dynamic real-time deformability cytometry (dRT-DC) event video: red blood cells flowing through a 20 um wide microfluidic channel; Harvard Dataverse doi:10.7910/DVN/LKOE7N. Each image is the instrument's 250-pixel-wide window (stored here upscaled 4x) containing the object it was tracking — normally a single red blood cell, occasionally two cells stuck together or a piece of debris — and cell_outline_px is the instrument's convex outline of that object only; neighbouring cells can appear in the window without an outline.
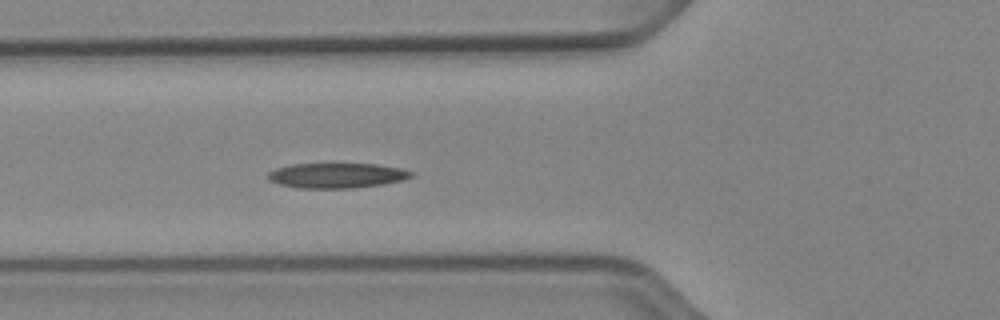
{"species": "Egyptian fruit bat (a non-hibernating species)", "species_latin": "Rousettus aegyptiacus", "temperature_condition": "cold", "stored_images_in_passage": 41, "camera_frame_rate_fps": 3000, "um_per_image_px": 0.085, "animal": {"sex": "female"}, "frame": {"image": 1, "passage_image": 7, "time_ms": 2.0, "image_size_px": [1000, 320], "cell_outline_px": [[412, 176], [400, 180], [380, 184], [352, 188], [296, 188], [280, 184], [272, 180], [268, 176], [268, 172], [276, 168], [292, 164], [376, 164], [400, 168], [412, 172]], "centroid_in_image_um": [28.59, 14.91], "position_along_channel_um": 97.2, "area_um2": 20.52}}
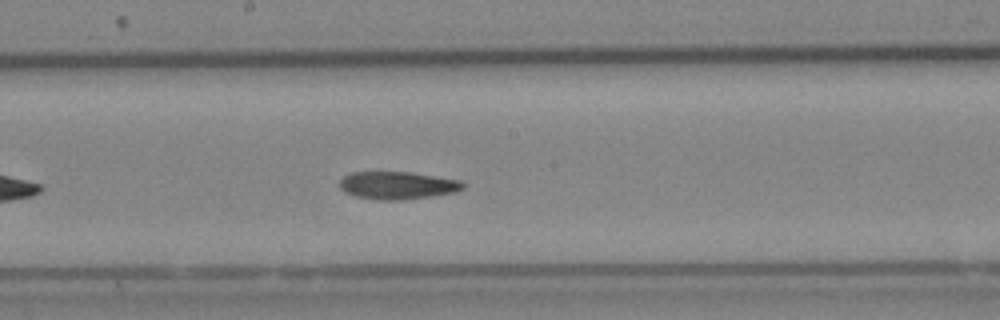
{"frame": {"image": 2, "passage_image": 16, "time_ms": 5.0, "image_size_px": [1000, 320], "cell_outline_px": [[464, 188], [456, 192], [432, 196], [404, 200], [376, 200], [352, 196], [344, 192], [340, 188], [340, 180], [344, 176], [352, 172], [408, 172], [460, 180], [464, 184]], "centroid_in_image_um": [33.75, 15.77], "position_along_channel_um": 214.4, "area_um2": 20.0}}
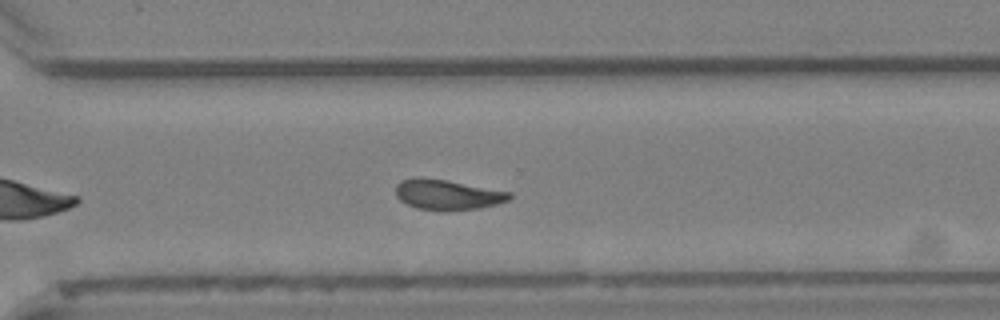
{"frame": {"image": 3, "passage_image": 25, "time_ms": 8.0, "image_size_px": [1000, 320], "cell_outline_px": [[512, 196], [508, 200], [496, 204], [480, 208], [416, 208], [400, 200], [396, 196], [396, 184], [400, 180], [412, 176], [420, 176], [448, 180], [512, 192]], "centroid_in_image_um": [38.0, 16.48], "position_along_channel_um": 332.6, "area_um2": 19.65}, "authors_computed_cell_mechanics": {"area_um2": 20.1144, "velocity_mm_per_s": 3.9264, "shape_relaxation_time_tau1_ms": 8.8553, "shape_relaxation_time_tau2_ms": 3.9099, "deformation_change_tau1": 0.2023, "deformation_change_tau2": 0.0982}}